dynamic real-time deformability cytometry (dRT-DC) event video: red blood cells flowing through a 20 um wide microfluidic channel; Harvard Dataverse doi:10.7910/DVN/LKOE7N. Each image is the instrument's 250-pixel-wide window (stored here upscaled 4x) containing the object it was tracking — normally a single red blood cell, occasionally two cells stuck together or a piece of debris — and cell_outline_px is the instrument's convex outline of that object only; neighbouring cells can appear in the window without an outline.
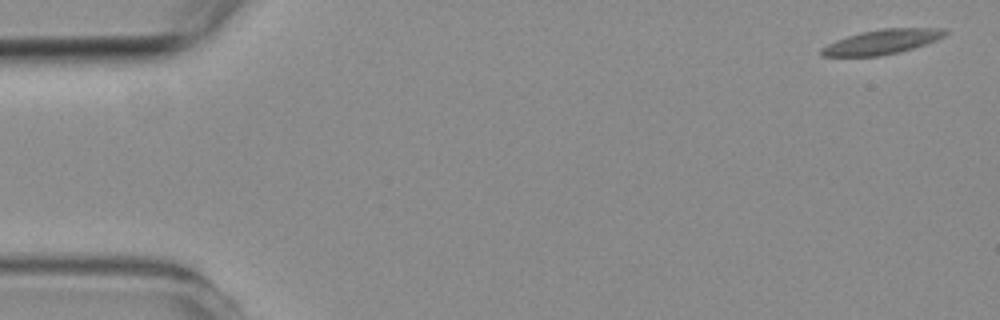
{"species": "common noctule bat (a hibernating species)", "species_latin": "Nyctalus noctula", "temperature_condition": "room temperature", "stored_images_in_passage": 6, "camera_frame_rate_fps": 3000, "um_per_image_px": 0.085, "animal": {"sex": "female", "body_mass_g": 19.3, "forearm_length_mm": 54.1}, "frame": {"image": 1, "passage_image": 1, "time_ms": 0.0, "image_size_px": [1000, 320], "cell_outline_px": [[948, 32], [944, 36], [936, 40], [900, 52], [880, 56], [824, 56], [820, 52], [820, 48], [836, 40], [860, 32], [884, 28], [948, 28]], "centroid_in_image_um": [74.99, 3.55], "position_along_channel_um": 10.0, "area_um2": 17.69}}
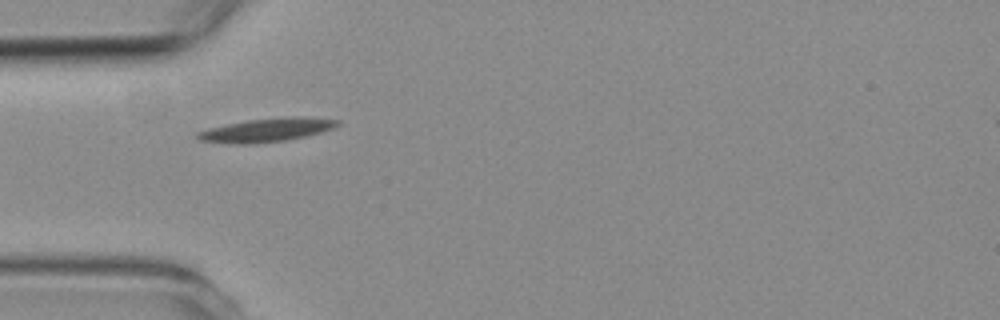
{"frame": {"image": 2, "passage_image": 5, "time_ms": 4.667, "image_size_px": [1000, 320], "cell_outline_px": [[340, 124], [332, 128], [320, 132], [304, 136], [284, 140], [248, 144], [240, 144], [200, 140], [196, 136], [196, 132], [228, 124], [248, 120], [340, 120]], "centroid_in_image_um": [22.5, 11.12], "position_along_channel_um": 62.5, "area_um2": 17.28}}
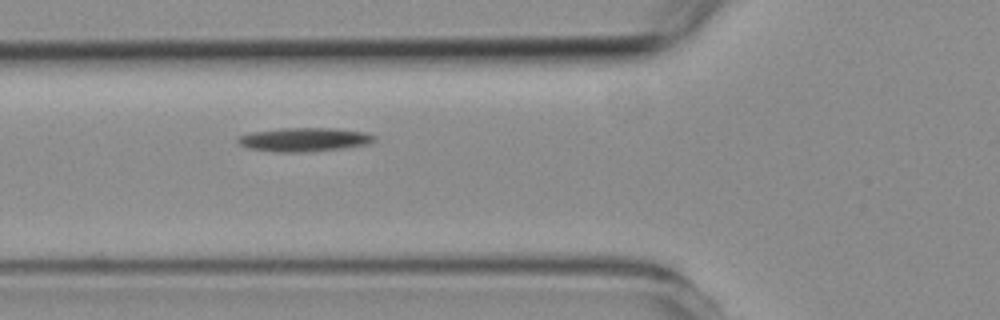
{"frame": {"image": 3, "passage_image": 6, "time_ms": 5.667, "image_size_px": [1000, 320], "cell_outline_px": [[376, 140], [368, 144], [344, 148], [304, 152], [276, 152], [248, 148], [240, 144], [236, 140], [240, 136], [252, 132], [284, 128], [336, 128], [368, 132], [376, 136]], "centroid_in_image_um": [25.92, 11.86], "position_along_channel_um": 99.9, "area_um2": 18.96}}